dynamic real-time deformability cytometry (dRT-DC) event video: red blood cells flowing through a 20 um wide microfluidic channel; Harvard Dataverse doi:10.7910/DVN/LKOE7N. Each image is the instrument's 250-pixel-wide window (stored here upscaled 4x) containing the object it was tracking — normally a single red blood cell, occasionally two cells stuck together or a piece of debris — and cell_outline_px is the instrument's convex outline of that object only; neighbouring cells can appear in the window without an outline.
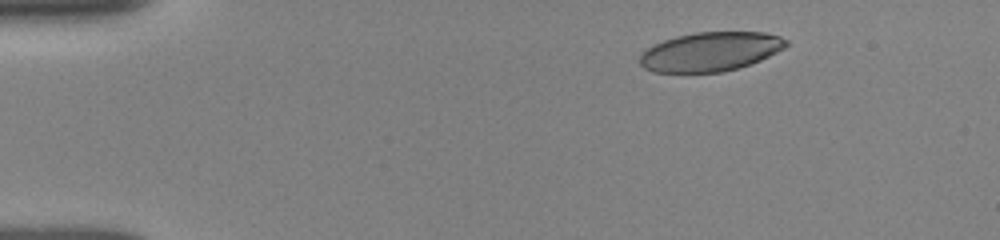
{"species": "human", "species_latin": "Homo sapiens", "temperature_condition": "room temperature", "stored_images_in_passage": 53, "camera_frame_rate_fps": 3000, "um_per_image_px": 0.085, "donor": {"sex": "female"}, "frame": {"image": 1, "passage_image": 1, "time_ms": 0.0, "image_size_px": [1000, 240], "cell_outline_px": [[788, 44], [784, 48], [760, 60], [736, 68], [720, 72], [652, 72], [644, 68], [640, 64], [640, 56], [648, 48], [664, 40], [676, 36], [696, 32], [764, 32], [780, 36], [788, 40]], "centroid_in_image_um": [60.39, 4.38], "position_along_channel_um": 24.6, "area_um2": 33.06}}
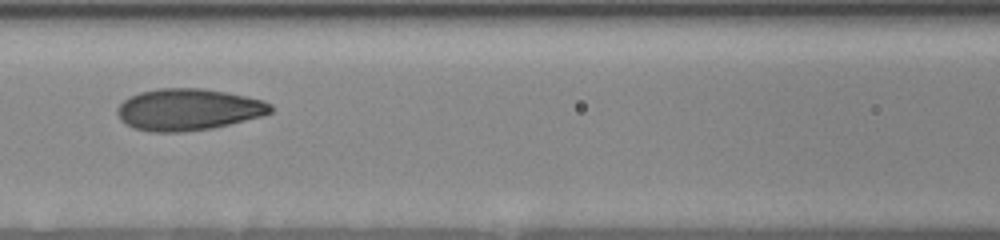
{"frame": {"image": 2, "passage_image": 31, "time_ms": 5.333, "image_size_px": [1000, 240], "cell_outline_px": [[272, 112], [264, 116], [212, 128], [180, 132], [152, 132], [132, 128], [120, 120], [116, 112], [116, 108], [124, 100], [140, 92], [156, 88], [200, 88], [224, 92], [244, 96], [260, 100], [272, 104]], "centroid_in_image_um": [15.97, 9.32], "position_along_channel_um": 150.6, "area_um2": 37.22}}
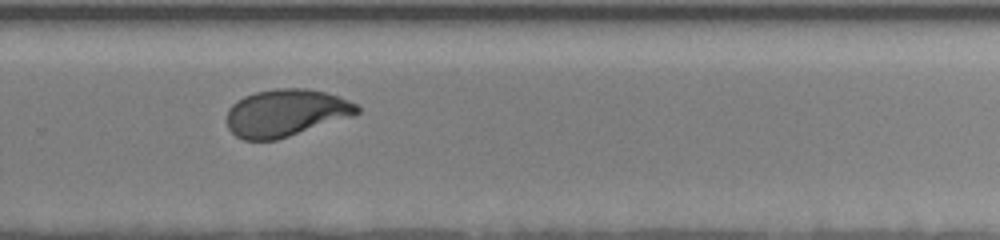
{"frame": {"image": 3, "passage_image": 52, "time_ms": 9.333, "image_size_px": [1000, 240], "cell_outline_px": [[360, 112], [352, 116], [276, 140], [244, 140], [236, 136], [228, 128], [228, 108], [236, 100], [244, 96], [256, 92], [276, 88], [308, 88], [324, 92], [336, 96], [356, 104], [360, 108]], "centroid_in_image_um": [24.27, 9.59], "position_along_channel_um": 305.5, "area_um2": 35.6}}